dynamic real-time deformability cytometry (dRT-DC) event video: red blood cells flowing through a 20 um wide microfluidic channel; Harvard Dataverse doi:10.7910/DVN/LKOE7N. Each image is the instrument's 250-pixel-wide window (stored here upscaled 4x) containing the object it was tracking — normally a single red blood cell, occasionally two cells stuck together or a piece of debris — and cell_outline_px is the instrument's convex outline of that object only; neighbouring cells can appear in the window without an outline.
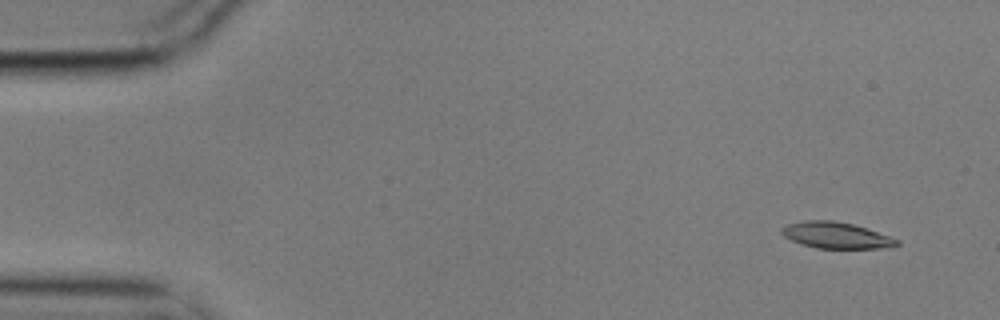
{"species": "common noctule bat (a hibernating species)", "species_latin": "Nyctalus noctula", "temperature_condition": "cold", "stored_images_in_passage": 4, "camera_frame_rate_fps": 3000, "um_per_image_px": 0.085, "animal": {"sex": "male", "body_mass_g": 17.9}, "frame": {"image": 1, "passage_image": 1, "time_ms": 0.0, "image_size_px": [1000, 320], "cell_outline_px": [[900, 244], [896, 248], [816, 248], [792, 240], [784, 236], [780, 232], [780, 228], [788, 224], [804, 220], [832, 220], [852, 224], [900, 240]], "centroid_in_image_um": [71.08, 20.0], "position_along_channel_um": 13.9, "area_um2": 17.51}}